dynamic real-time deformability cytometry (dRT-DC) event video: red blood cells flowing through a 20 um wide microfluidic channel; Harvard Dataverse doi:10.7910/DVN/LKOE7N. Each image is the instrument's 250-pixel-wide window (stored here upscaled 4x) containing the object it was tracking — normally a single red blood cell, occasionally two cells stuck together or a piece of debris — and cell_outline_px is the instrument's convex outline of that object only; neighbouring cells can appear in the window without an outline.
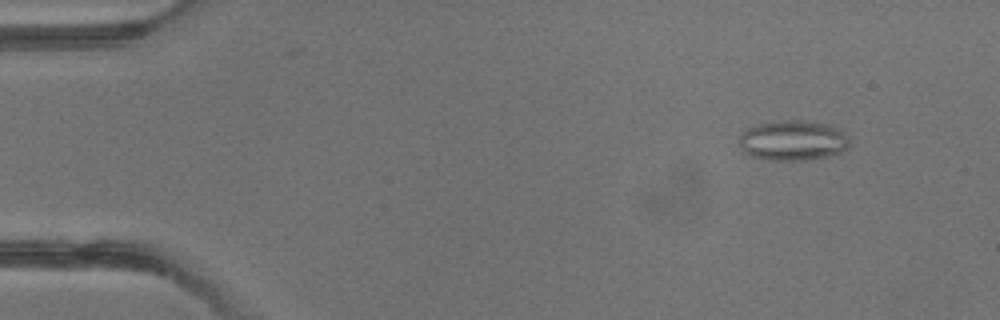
{"species": "common noctule bat (a hibernating species)", "species_latin": "Nyctalus noctula", "temperature_condition": "warm", "stored_images_in_passage": 4, "camera_frame_rate_fps": 3000, "um_per_image_px": 0.085, "animal": {"sex": "male", "body_mass_g": 13.3}, "frame": {"image": 1, "passage_image": 2, "time_ms": 1.0, "image_size_px": [1000, 320], "cell_outline_px": [[848, 144], [840, 152], [828, 156], [804, 160], [772, 160], [748, 156], [744, 152], [740, 144], [740, 136], [748, 128], [760, 124], [780, 120], [804, 120], [828, 124], [840, 128], [848, 136]], "centroid_in_image_um": [67.4, 11.93], "position_along_channel_um": 17.6, "area_um2": 25.72}}